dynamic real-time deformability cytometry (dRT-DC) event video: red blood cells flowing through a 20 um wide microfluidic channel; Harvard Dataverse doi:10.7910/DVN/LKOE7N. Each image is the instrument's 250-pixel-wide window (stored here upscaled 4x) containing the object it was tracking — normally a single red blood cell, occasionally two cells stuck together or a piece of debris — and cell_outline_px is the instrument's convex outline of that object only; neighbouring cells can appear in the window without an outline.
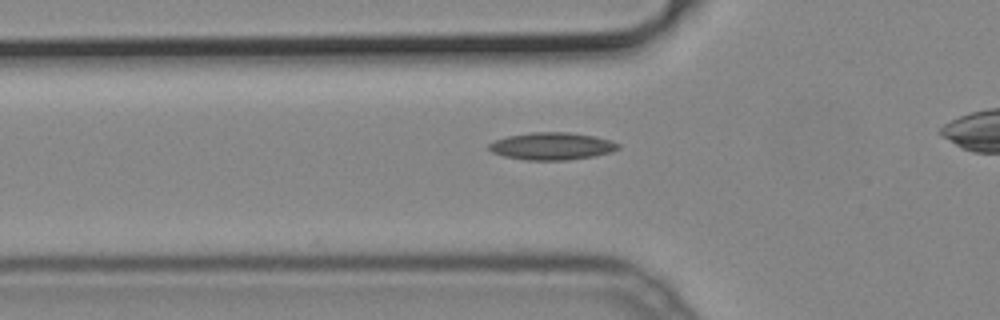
{"species": "common noctule bat (a hibernating species)", "species_latin": "Nyctalus noctula", "temperature_condition": "cold", "stored_images_in_passage": 33, "camera_frame_rate_fps": 3000, "um_per_image_px": 0.085, "animal": {"sex": "male", "body_mass_g": 19.2, "forearm_length_mm": 51.8}, "frame": {"image": 1, "passage_image": 8, "time_ms": 2.333, "image_size_px": [1000, 320], "cell_outline_px": [[620, 148], [612, 152], [596, 156], [568, 160], [528, 160], [504, 156], [492, 152], [488, 148], [488, 144], [496, 140], [508, 136], [532, 132], [568, 132], [592, 136], [608, 140], [620, 144]], "centroid_in_image_um": [46.92, 12.43], "position_along_channel_um": 78.9, "area_um2": 20.52}}
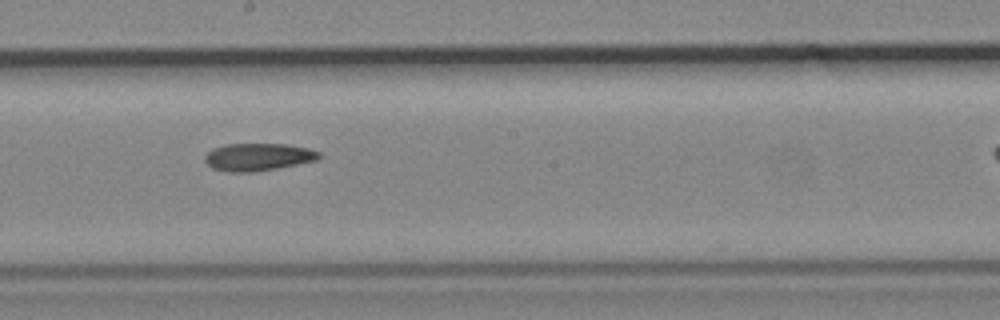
{"frame": {"image": 2, "passage_image": 19, "time_ms": 6.0, "image_size_px": [1000, 320], "cell_outline_px": [[320, 156], [316, 160], [256, 172], [228, 172], [212, 168], [204, 160], [204, 156], [212, 148], [224, 144], [284, 144], [308, 148], [320, 152]], "centroid_in_image_um": [21.88, 13.34], "position_along_channel_um": 226.3, "area_um2": 18.26}}
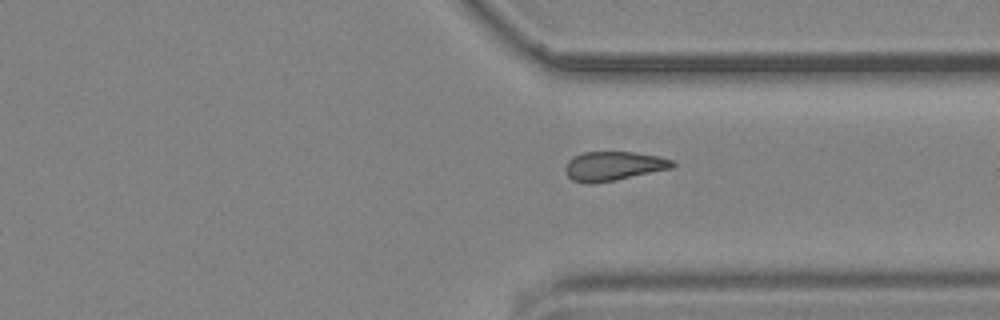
{"frame": {"image": 3, "passage_image": 29, "time_ms": 9.333, "image_size_px": [1000, 320], "cell_outline_px": [[676, 164], [672, 168], [616, 180], [592, 184], [588, 184], [572, 180], [564, 172], [564, 168], [568, 160], [572, 156], [584, 152], [632, 152], [660, 156], [672, 160]], "centroid_in_image_um": [52.11, 14.12], "position_along_channel_um": 359.3, "area_um2": 18.38}}